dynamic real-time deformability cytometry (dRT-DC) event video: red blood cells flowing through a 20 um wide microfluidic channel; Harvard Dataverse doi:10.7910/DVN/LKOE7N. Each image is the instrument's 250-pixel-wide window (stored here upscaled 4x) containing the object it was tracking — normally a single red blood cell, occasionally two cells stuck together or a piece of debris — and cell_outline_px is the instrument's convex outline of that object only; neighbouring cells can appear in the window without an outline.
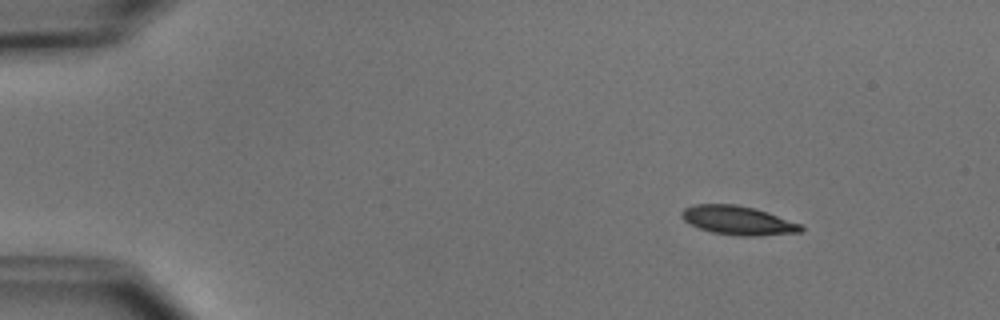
{"species": "common noctule bat (a hibernating species)", "species_latin": "Nyctalus noctula", "temperature_condition": "cold", "stored_images_in_passage": 5, "camera_frame_rate_fps": 3000, "um_per_image_px": 0.085, "animal": {"sex": "male", "body_mass_g": 15.6}, "frame": {"image": 1, "passage_image": 1, "time_ms": 0.0, "image_size_px": [1000, 320], "cell_outline_px": [[804, 228], [800, 232], [756, 236], [744, 236], [712, 232], [700, 228], [684, 220], [680, 216], [680, 212], [684, 208], [696, 204], [736, 204], [756, 208], [768, 212], [800, 224]], "centroid_in_image_um": [62.72, 18.72], "position_along_channel_um": 22.3, "area_um2": 19.94}}